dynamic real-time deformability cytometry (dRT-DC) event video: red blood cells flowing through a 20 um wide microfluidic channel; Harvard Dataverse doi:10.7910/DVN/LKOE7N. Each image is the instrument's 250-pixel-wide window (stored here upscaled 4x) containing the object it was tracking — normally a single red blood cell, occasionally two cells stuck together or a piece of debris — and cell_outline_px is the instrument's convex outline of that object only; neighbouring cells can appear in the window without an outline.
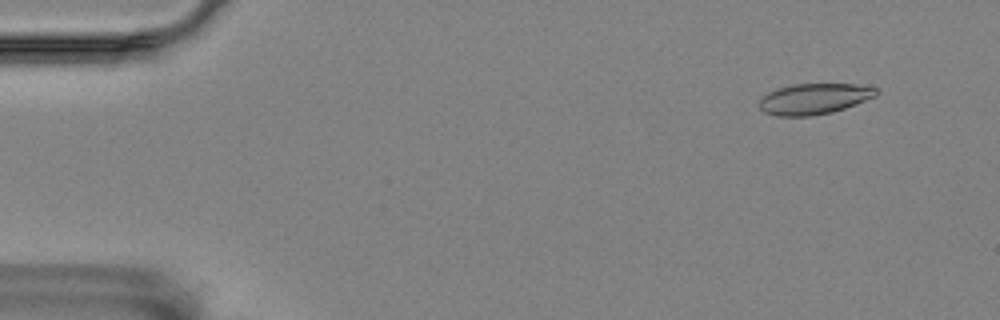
{"species": "Egyptian fruit bat (a non-hibernating species)", "species_latin": "Rousettus aegyptiacus", "temperature_condition": "room temperature", "stored_images_in_passage": 57, "camera_frame_rate_fps": 3000, "um_per_image_px": 0.085, "animal": {"sex": "female"}, "frame": {"image": 1, "passage_image": 5, "time_ms": 1.333, "image_size_px": [1000, 320], "cell_outline_px": [[876, 96], [844, 108], [832, 112], [812, 116], [776, 116], [764, 112], [760, 108], [760, 96], [776, 88], [792, 84], [856, 84], [876, 88]], "centroid_in_image_um": [69.14, 8.4], "position_along_channel_um": 15.9, "area_um2": 20.98}}
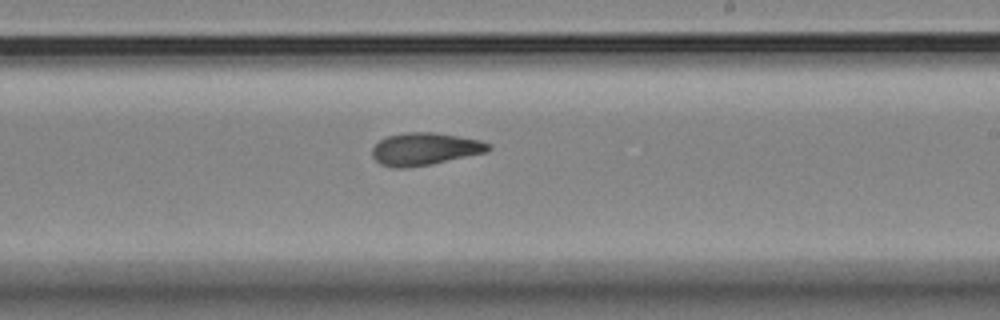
{"frame": {"image": 2, "passage_image": 34, "time_ms": 11.0, "image_size_px": [1000, 320], "cell_outline_px": [[492, 148], [488, 152], [432, 164], [404, 168], [392, 168], [380, 164], [372, 156], [372, 148], [380, 140], [388, 136], [408, 132], [432, 132], [480, 140], [488, 144]], "centroid_in_image_um": [36.1, 12.67], "position_along_channel_um": 252.9, "area_um2": 21.91}}
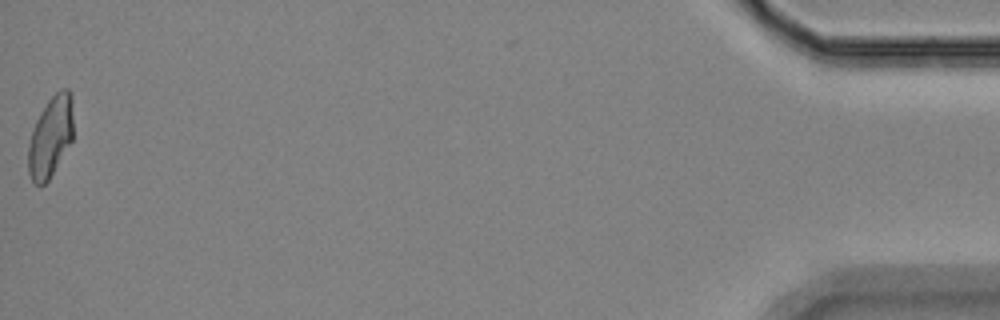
{"frame": {"image": 3, "passage_image": 57, "time_ms": 18.667, "image_size_px": [1000, 320], "cell_outline_px": [[72, 140], [48, 180], [44, 184], [36, 184], [32, 180], [28, 172], [28, 144], [36, 120], [40, 112], [48, 100], [60, 88], [68, 88], [72, 92]], "centroid_in_image_um": [4.3, 11.58], "position_along_channel_um": 430.9, "area_um2": 21.04}, "authors_computed_cell_mechanics": {"area_um2": 21.5594, "velocity_mm_per_s": 3.5264, "shape_relaxation_time_tau1_ms": 8.548, "shape_relaxation_time_tau2_ms": 2.8086, "deformation_change_tau1": 0.206, "deformation_change_tau2": 0.0902}}